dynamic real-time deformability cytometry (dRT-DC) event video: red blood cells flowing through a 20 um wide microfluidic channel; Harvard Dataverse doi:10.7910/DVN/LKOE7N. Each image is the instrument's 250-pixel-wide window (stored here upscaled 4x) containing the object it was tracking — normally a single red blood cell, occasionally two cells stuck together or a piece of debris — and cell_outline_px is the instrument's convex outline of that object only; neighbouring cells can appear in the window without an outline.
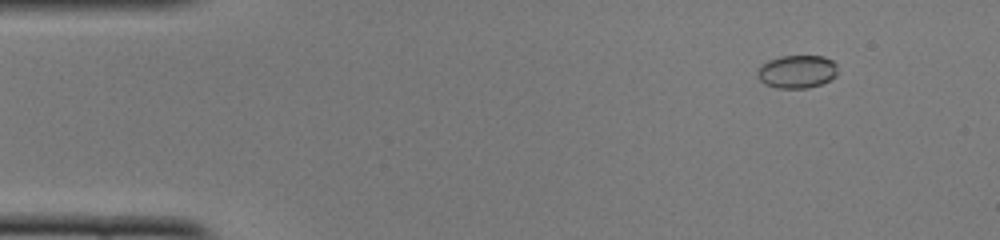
{"species": "common noctule bat (a hibernating species)", "species_latin": "Nyctalus noctula", "temperature_condition": "cold", "stored_images_in_passage": 51, "camera_frame_rate_fps": 3000, "um_per_image_px": 0.085, "animal": {"sex": "female", "body_mass_g": 22.0, "forearm_length_mm": 56.7}, "frame": {"image": 1, "passage_image": 6, "time_ms": 1.667, "image_size_px": [1000, 240], "cell_outline_px": [[836, 76], [820, 84], [808, 88], [776, 88], [764, 84], [756, 76], [756, 72], [760, 64], [768, 60], [780, 56], [824, 56], [832, 60], [836, 64]], "centroid_in_image_um": [67.69, 6.08], "position_along_channel_um": 17.3, "area_um2": 15.61}}
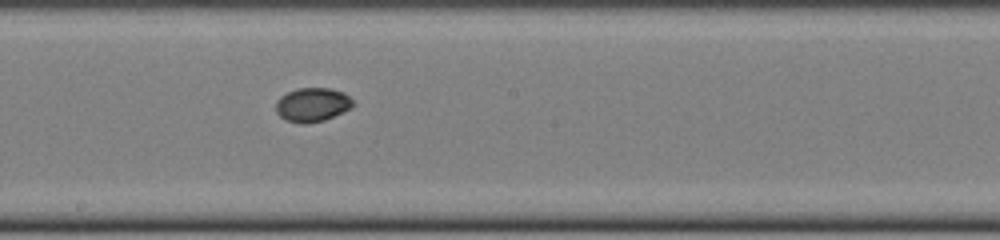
{"frame": {"image": 2, "passage_image": 28, "time_ms": 9.0, "image_size_px": [1000, 240], "cell_outline_px": [[352, 104], [348, 108], [324, 120], [304, 124], [288, 120], [280, 116], [276, 112], [276, 100], [280, 96], [296, 88], [332, 88], [344, 92], [352, 100]], "centroid_in_image_um": [26.5, 8.88], "position_along_channel_um": 221.7, "area_um2": 14.97}}
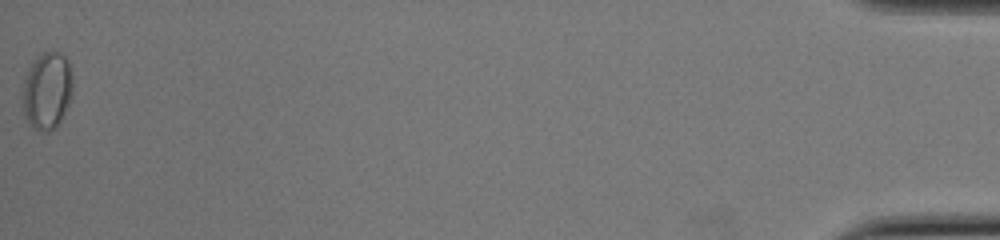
{"frame": {"image": 3, "passage_image": 51, "time_ms": 16.667, "image_size_px": [1000, 240], "cell_outline_px": [[72, 88], [68, 104], [56, 128], [48, 132], [44, 132], [36, 128], [28, 120], [24, 112], [20, 88], [28, 68], [44, 52], [60, 52], [68, 60], [72, 76]], "centroid_in_image_um": [3.98, 7.7], "position_along_channel_um": 431.2, "area_um2": 22.43}}